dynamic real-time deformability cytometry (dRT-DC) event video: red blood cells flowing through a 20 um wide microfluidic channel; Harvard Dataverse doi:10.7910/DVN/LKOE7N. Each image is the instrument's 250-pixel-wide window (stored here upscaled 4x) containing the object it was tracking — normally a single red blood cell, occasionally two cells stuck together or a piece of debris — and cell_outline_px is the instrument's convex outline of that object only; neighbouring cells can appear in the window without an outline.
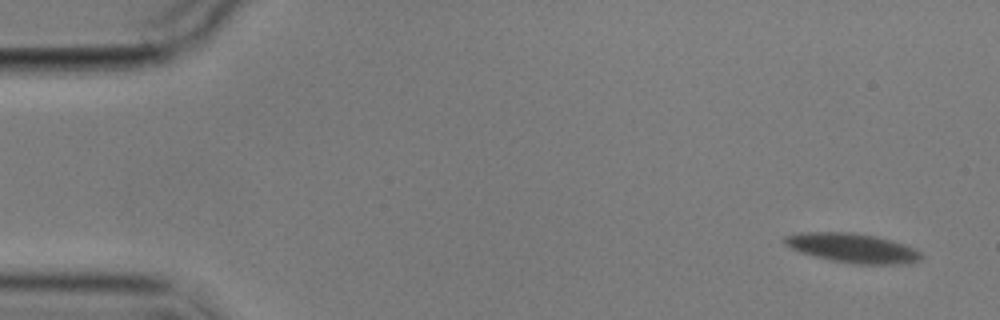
{"species": "common noctule bat (a hibernating species)", "species_latin": "Nyctalus noctula", "temperature_condition": "cold", "stored_images_in_passage": 6, "camera_frame_rate_fps": 3000, "um_per_image_px": 0.085, "animal": {"sex": "male", "body_mass_g": 17.9}, "frame": {"image": 1, "passage_image": 1, "time_ms": 0.0, "image_size_px": [1000, 320], "cell_outline_px": [[924, 256], [920, 260], [896, 264], [856, 264], [828, 260], [800, 252], [784, 244], [780, 240], [784, 236], [800, 232], [852, 232], [876, 236], [892, 240], [916, 248]], "centroid_in_image_um": [72.43, 21.07], "position_along_channel_um": 12.6, "area_um2": 23.58}}
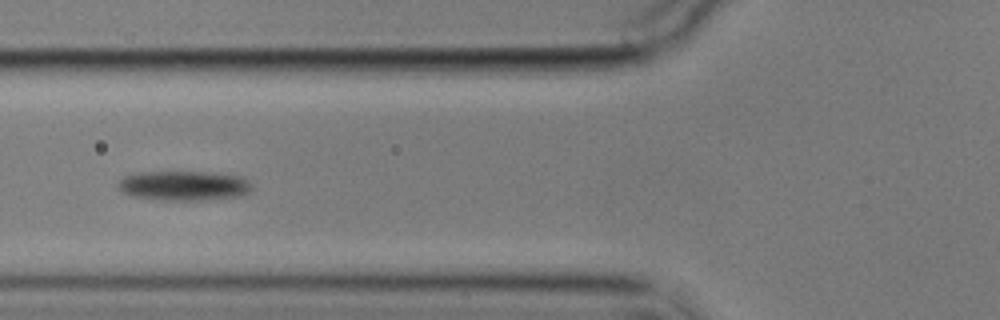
{"frame": {"image": 2, "passage_image": 6, "time_ms": 6.667, "image_size_px": [1000, 320], "cell_outline_px": [[252, 188], [248, 192], [240, 196], [200, 200], [164, 200], [132, 196], [124, 192], [116, 184], [124, 176], [132, 172], [212, 172], [244, 176], [252, 184]], "centroid_in_image_um": [15.65, 15.76], "position_along_channel_um": 110.2, "area_um2": 23.29}}